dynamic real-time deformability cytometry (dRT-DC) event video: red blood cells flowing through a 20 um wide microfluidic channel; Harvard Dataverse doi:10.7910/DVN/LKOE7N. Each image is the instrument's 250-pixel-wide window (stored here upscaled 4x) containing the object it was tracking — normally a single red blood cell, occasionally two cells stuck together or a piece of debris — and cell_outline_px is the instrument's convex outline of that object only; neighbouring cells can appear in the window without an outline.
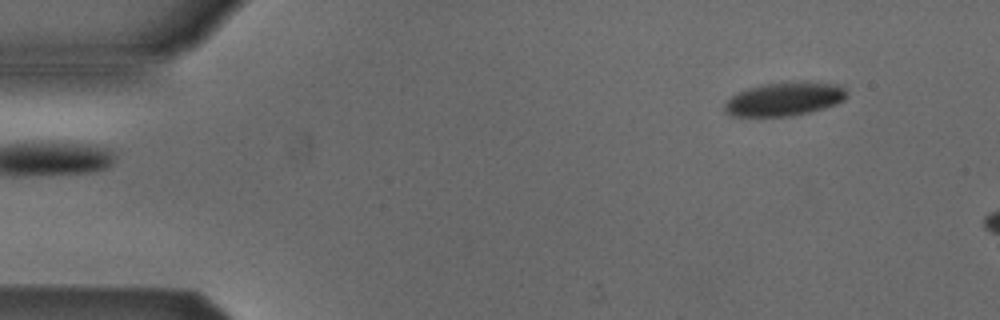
{"species": "Egyptian fruit bat (a non-hibernating species)", "species_latin": "Rousettus aegyptiacus", "temperature_condition": "cold", "stored_images_in_passage": 5, "segment_of_instrument_passage": [2, 2], "camera_frame_rate_fps": 3000, "um_per_image_px": 0.085, "animal": {"sex": "male"}, "frame": {"image": 1, "passage_image": 5, "time_ms": 5.0, "image_size_px": [1000, 320], "cell_outline_px": [[848, 96], [844, 100], [836, 104], [824, 108], [792, 116], [728, 116], [724, 112], [724, 100], [748, 88], [760, 84], [800, 80], [804, 80], [840, 84], [848, 92]], "centroid_in_image_um": [66.69, 8.39], "position_along_channel_um": 18.3, "area_um2": 24.57}}